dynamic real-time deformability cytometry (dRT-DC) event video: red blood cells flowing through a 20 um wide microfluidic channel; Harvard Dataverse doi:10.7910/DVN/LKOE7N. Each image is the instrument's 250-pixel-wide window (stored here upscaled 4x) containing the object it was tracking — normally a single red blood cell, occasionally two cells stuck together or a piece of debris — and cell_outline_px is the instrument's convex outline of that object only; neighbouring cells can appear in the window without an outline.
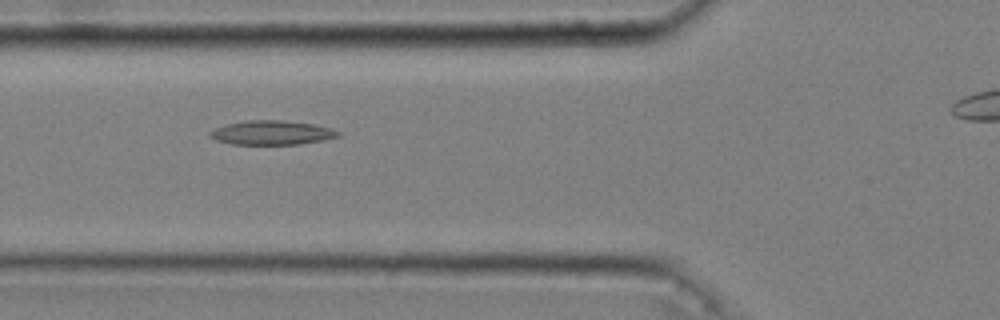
{"species": "common noctule bat (a hibernating species)", "species_latin": "Nyctalus noctula", "temperature_condition": "cold", "stored_images_in_passage": 42, "camera_frame_rate_fps": 3000, "um_per_image_px": 0.085, "animal": {"sex": "male", "body_mass_g": 20.4}, "frame": {"image": 1, "passage_image": 13, "time_ms": 4.0, "image_size_px": [1000, 320], "cell_outline_px": [[340, 136], [324, 140], [300, 144], [232, 144], [216, 140], [208, 136], [208, 132], [216, 128], [228, 124], [248, 120], [284, 120], [312, 124], [332, 128], [340, 132]], "centroid_in_image_um": [23.12, 11.28], "position_along_channel_um": 102.7, "area_um2": 18.03}}
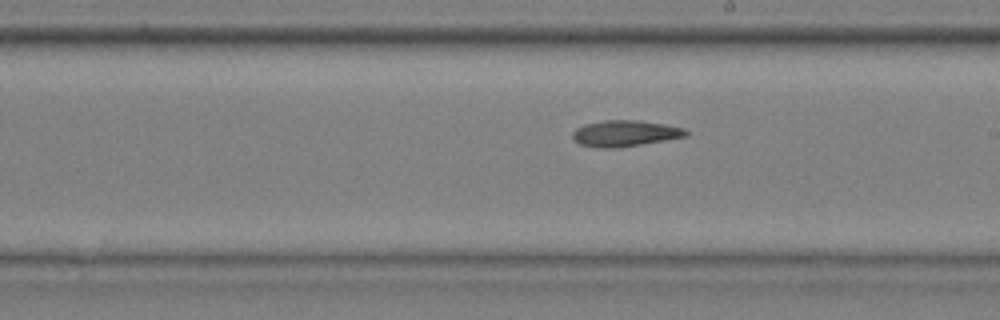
{"frame": {"image": 2, "passage_image": 24, "time_ms": 7.667, "image_size_px": [1000, 320], "cell_outline_px": [[688, 136], [616, 148], [596, 148], [580, 144], [572, 136], [572, 132], [576, 128], [584, 124], [604, 120], [636, 120], [664, 124], [684, 128], [688, 132]], "centroid_in_image_um": [53.1, 11.33], "position_along_channel_um": 235.9, "area_um2": 17.17}}
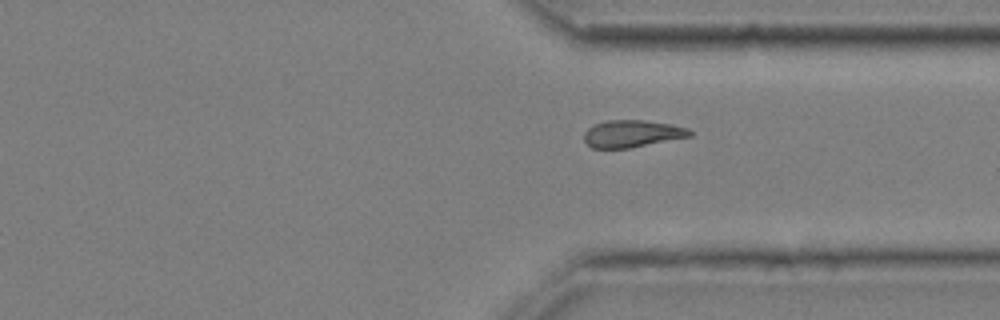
{"frame": {"image": 3, "passage_image": 34, "time_ms": 11.0, "image_size_px": [1000, 320], "cell_outline_px": [[692, 136], [628, 148], [592, 148], [584, 140], [584, 132], [588, 128], [596, 124], [608, 120], [644, 120], [672, 124], [688, 128], [692, 132]], "centroid_in_image_um": [53.74, 11.36], "position_along_channel_um": 357.7, "area_um2": 16.65}}